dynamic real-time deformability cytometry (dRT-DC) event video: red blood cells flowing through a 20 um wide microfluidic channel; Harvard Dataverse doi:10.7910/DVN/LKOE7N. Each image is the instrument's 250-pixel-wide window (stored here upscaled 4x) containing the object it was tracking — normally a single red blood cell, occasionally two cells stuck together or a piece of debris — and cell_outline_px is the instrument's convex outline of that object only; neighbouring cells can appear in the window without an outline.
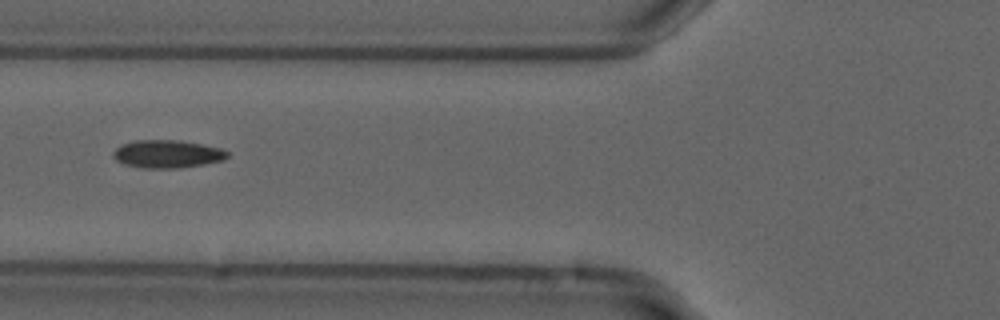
{"species": "common noctule bat (a hibernating species)", "species_latin": "Nyctalus noctula", "temperature_condition": "cold", "stored_images_in_passage": 40, "camera_frame_rate_fps": 3000, "um_per_image_px": 0.085, "animal": {"sex": "male", "forearm_length_mm": 52.5}, "frame": {"image": 1, "passage_image": 7, "time_ms": 2.0, "image_size_px": [1000, 320], "cell_outline_px": [[228, 156], [224, 160], [176, 168], [144, 168], [124, 164], [116, 160], [112, 156], [112, 152], [120, 144], [136, 140], [180, 140], [220, 148], [228, 152]], "centroid_in_image_um": [14.16, 13.08], "position_along_channel_um": 111.6, "area_um2": 18.44}}
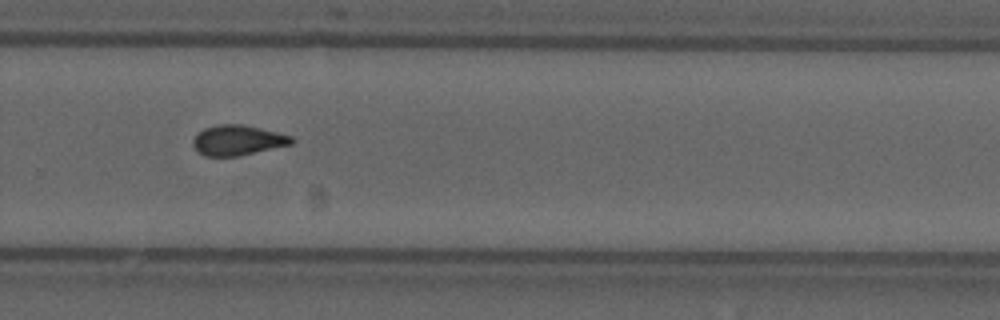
{"frame": {"image": 2, "passage_image": 23, "time_ms": 7.333, "image_size_px": [1000, 320], "cell_outline_px": [[296, 140], [292, 144], [236, 156], [204, 156], [192, 144], [192, 140], [204, 128], [220, 124], [240, 124], [260, 128], [292, 136]], "centroid_in_image_um": [20.22, 11.91], "position_along_channel_um": 309.6, "area_um2": 17.05}}